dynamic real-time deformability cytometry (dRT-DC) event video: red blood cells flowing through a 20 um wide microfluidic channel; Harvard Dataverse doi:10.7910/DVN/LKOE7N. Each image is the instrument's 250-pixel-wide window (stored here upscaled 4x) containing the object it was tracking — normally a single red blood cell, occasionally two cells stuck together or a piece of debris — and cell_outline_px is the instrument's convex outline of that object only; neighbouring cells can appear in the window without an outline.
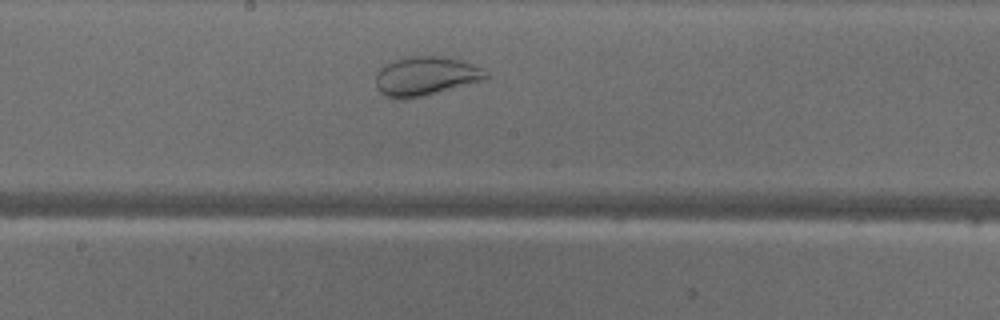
{"species": "common noctule bat (a hibernating species)", "species_latin": "Nyctalus noctula", "temperature_condition": "warm", "stored_images_in_passage": 29, "camera_frame_rate_fps": 3000, "um_per_image_px": 0.085, "animal": {"sex": "male", "body_mass_g": 18.8}, "frame": {"image": 1, "passage_image": 17, "time_ms": 5.333, "image_size_px": [1000, 320], "cell_outline_px": [[492, 76], [488, 80], [404, 100], [388, 96], [380, 92], [376, 84], [376, 76], [380, 68], [384, 64], [392, 60], [408, 56], [440, 56], [464, 60], [484, 68]], "centroid_in_image_um": [36.26, 6.45], "position_along_channel_um": 211.9, "area_um2": 25.49}}
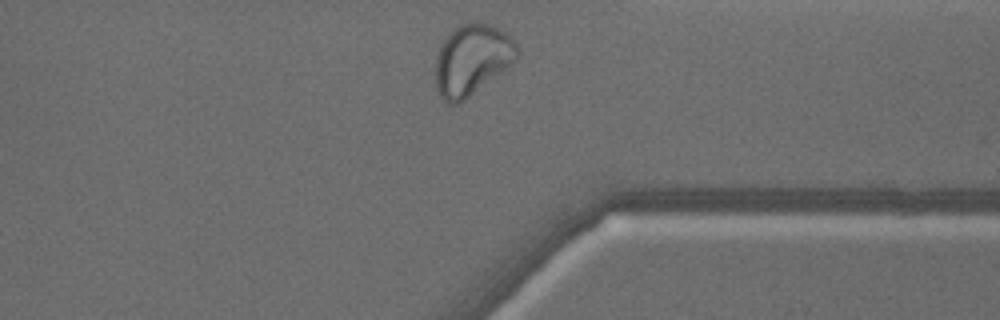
{"frame": {"image": 2, "passage_image": 29, "time_ms": 9.333, "image_size_px": [1000, 320], "cell_outline_px": [[520, 56], [512, 64], [460, 104], [444, 104], [436, 88], [436, 60], [440, 48], [444, 40], [452, 28], [460, 24], [476, 20], [488, 24], [508, 32], [516, 40], [520, 52]], "centroid_in_image_um": [40.16, 5.06], "position_along_channel_um": 371.2, "area_um2": 34.39}}